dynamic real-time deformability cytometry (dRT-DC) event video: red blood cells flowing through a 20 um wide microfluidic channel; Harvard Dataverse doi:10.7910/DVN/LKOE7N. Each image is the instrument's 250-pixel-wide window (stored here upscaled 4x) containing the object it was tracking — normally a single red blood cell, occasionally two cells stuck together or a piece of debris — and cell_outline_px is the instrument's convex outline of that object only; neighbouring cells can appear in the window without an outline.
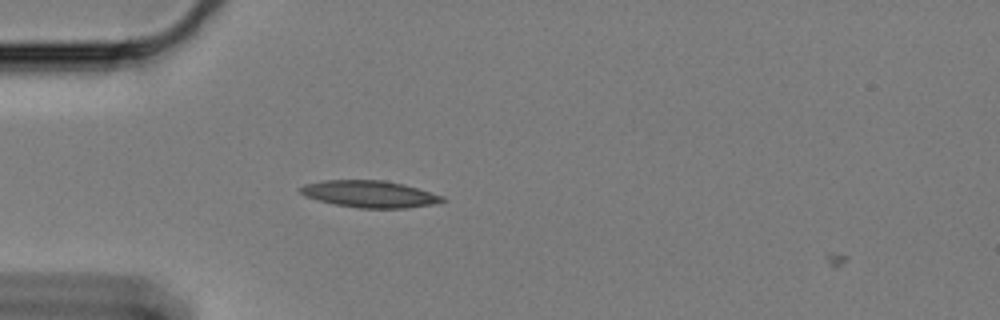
{"species": "Egyptian fruit bat (a non-hibernating species)", "species_latin": "Rousettus aegyptiacus", "temperature_condition": "cold", "stored_images_in_passage": 5, "camera_frame_rate_fps": 3000, "um_per_image_px": 0.085, "animal": {"sex": "female"}, "frame": {"image": 1, "passage_image": 4, "time_ms": 1.0, "image_size_px": [1000, 320], "cell_outline_px": [[444, 200], [432, 204], [404, 208], [360, 208], [332, 204], [304, 196], [300, 192], [300, 188], [304, 184], [324, 180], [384, 180], [404, 184], [444, 196]], "centroid_in_image_um": [31.38, 16.49], "position_along_channel_um": 53.6, "area_um2": 22.14}}